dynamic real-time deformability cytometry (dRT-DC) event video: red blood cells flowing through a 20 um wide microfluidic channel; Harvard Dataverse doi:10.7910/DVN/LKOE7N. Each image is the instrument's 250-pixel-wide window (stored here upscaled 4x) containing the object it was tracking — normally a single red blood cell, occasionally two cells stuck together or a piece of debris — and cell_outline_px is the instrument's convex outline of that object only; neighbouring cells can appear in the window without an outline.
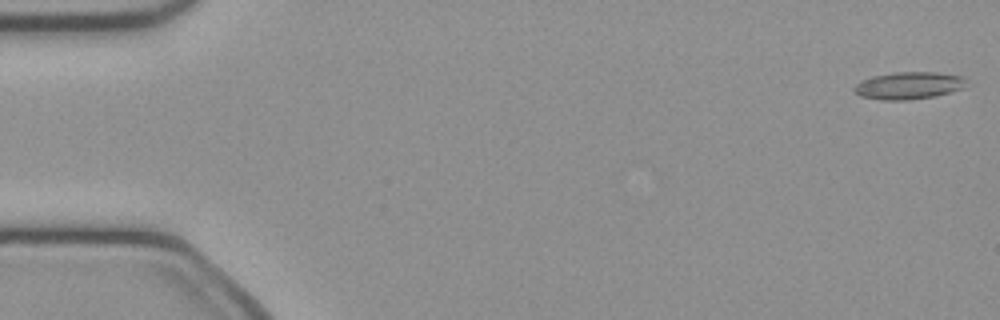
{"species": "common noctule bat (a hibernating species)", "species_latin": "Nyctalus noctula", "temperature_condition": "cold", "stored_images_in_passage": 26, "camera_frame_rate_fps": 3000, "um_per_image_px": 0.085, "animal": {"sex": "female", "body_mass_g": 21.9}, "frame": {"image": 1, "passage_image": 1, "time_ms": 0.0, "image_size_px": [1000, 320], "cell_outline_px": [[968, 80], [964, 88], [952, 92], [936, 96], [908, 100], [880, 100], [860, 96], [852, 88], [860, 80], [872, 76], [896, 72], [936, 72], [964, 76]], "centroid_in_image_um": [77.27, 7.27], "position_along_channel_um": 7.7, "area_um2": 18.15}}
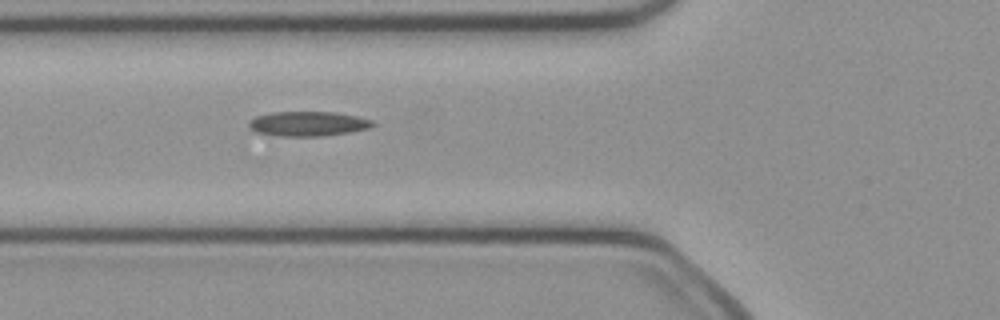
{"frame": {"image": 2, "passage_image": 18, "time_ms": 5.667, "image_size_px": [1000, 320], "cell_outline_px": [[376, 124], [372, 128], [324, 136], [276, 136], [256, 132], [248, 128], [248, 120], [256, 116], [272, 112], [336, 112], [356, 116], [372, 120]], "centroid_in_image_um": [26.16, 10.52], "position_along_channel_um": 99.6, "area_um2": 18.03}}
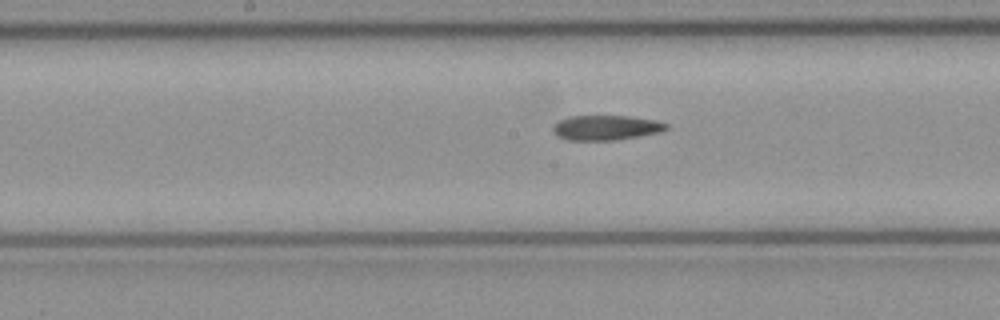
{"frame": {"image": 3, "passage_image": 25, "time_ms": 8.0, "image_size_px": [1000, 320], "cell_outline_px": [[668, 128], [660, 132], [640, 136], [616, 140], [568, 140], [556, 136], [552, 128], [560, 120], [572, 116], [628, 116], [656, 120], [668, 124]], "centroid_in_image_um": [51.53, 10.86], "position_along_channel_um": 196.7, "area_um2": 16.36}}